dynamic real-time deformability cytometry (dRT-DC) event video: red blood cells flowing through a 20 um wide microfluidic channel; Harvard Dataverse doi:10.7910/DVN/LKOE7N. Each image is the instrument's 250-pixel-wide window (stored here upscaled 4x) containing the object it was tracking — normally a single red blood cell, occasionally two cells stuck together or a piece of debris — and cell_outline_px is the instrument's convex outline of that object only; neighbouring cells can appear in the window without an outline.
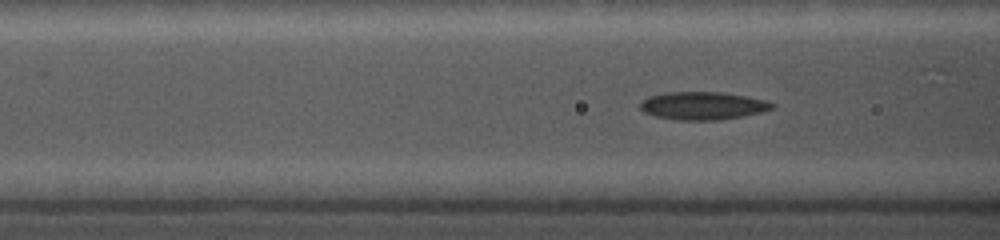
{"species": "common noctule bat (a hibernating species)", "species_latin": "Nyctalus noctula", "temperature_condition": "cold", "stored_images_in_passage": 25, "camera_frame_rate_fps": 5000, "um_per_image_px": 0.085, "animal": {"sex": "female", "body_mass_g": 19.0, "forearm_length_mm": 56.7}, "frame": {"image": 1, "passage_image": 9, "time_ms": 1.8, "image_size_px": [1000, 240], "cell_outline_px": [[776, 108], [760, 112], [720, 120], [676, 120], [656, 116], [644, 112], [640, 108], [640, 104], [648, 96], [668, 92], [720, 92], [744, 96], [764, 100], [776, 104]], "centroid_in_image_um": [59.74, 8.99], "position_along_channel_um": 106.9, "area_um2": 21.27}}
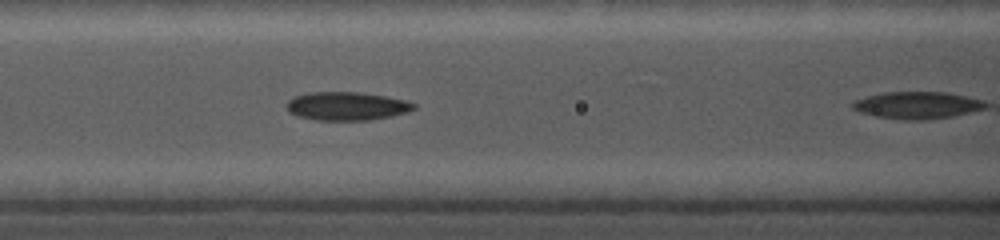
{"frame": {"image": 2, "passage_image": 15, "time_ms": 2.6, "image_size_px": [1000, 240], "cell_outline_px": [[416, 108], [408, 112], [372, 120], [316, 120], [296, 116], [288, 112], [288, 100], [292, 96], [308, 92], [356, 92], [384, 96], [404, 100], [416, 104]], "centroid_in_image_um": [29.44, 9.02], "position_along_channel_um": 137.2, "area_um2": 21.1}}
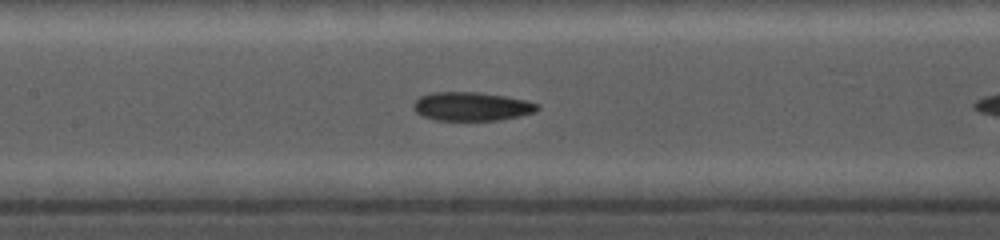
{"frame": {"image": 3, "passage_image": 22, "time_ms": 3.4, "image_size_px": [1000, 240], "cell_outline_px": [[540, 108], [536, 112], [520, 116], [500, 120], [436, 120], [420, 116], [412, 108], [412, 104], [420, 96], [432, 92], [476, 92], [504, 96], [524, 100], [540, 104]], "centroid_in_image_um": [40.07, 9.05], "position_along_channel_um": 167.3, "area_um2": 20.87}}